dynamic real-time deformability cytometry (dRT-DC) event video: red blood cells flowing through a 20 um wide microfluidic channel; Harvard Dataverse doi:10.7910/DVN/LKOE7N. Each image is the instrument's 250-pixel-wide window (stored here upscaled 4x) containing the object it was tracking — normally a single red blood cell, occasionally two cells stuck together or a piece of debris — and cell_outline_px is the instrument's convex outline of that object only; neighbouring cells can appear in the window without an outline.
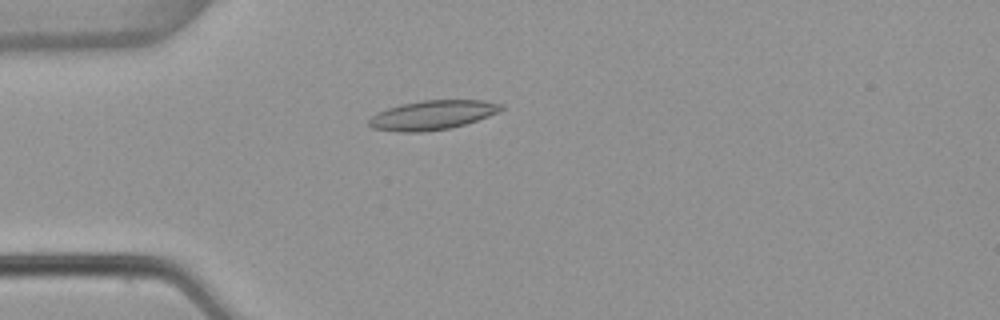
{"species": "common noctule bat (a hibernating species)", "species_latin": "Nyctalus noctula", "temperature_condition": "warm", "stored_images_in_passage": 44, "camera_frame_rate_fps": 3000, "um_per_image_px": 0.085, "animal": {"sex": "female", "body_mass_g": 22.7, "forearm_length_mm": 54.2}, "frame": {"image": 1, "passage_image": 5, "time_ms": 1.333, "image_size_px": [1000, 320], "cell_outline_px": [[504, 108], [500, 112], [464, 124], [448, 128], [424, 132], [400, 132], [372, 128], [368, 124], [368, 120], [376, 112], [400, 104], [424, 100], [484, 100], [504, 104]], "centroid_in_image_um": [36.76, 9.77], "position_along_channel_um": 48.2, "area_um2": 22.6}}
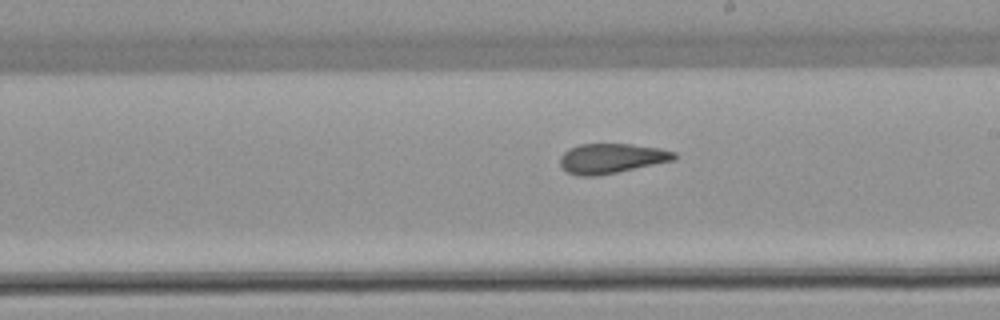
{"frame": {"image": 2, "passage_image": 21, "time_ms": 6.667, "image_size_px": [1000, 320], "cell_outline_px": [[676, 160], [596, 176], [580, 176], [568, 172], [560, 168], [560, 156], [568, 148], [580, 144], [632, 144], [660, 148], [676, 152]], "centroid_in_image_um": [51.96, 13.46], "position_along_channel_um": 237.0, "area_um2": 19.94}}
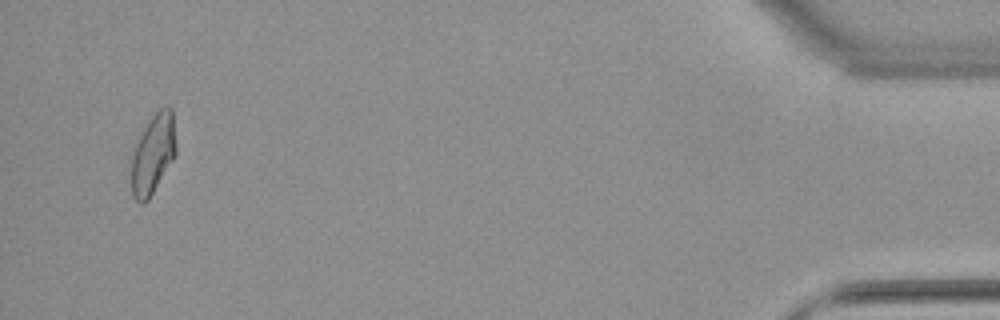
{"frame": {"image": 3, "passage_image": 42, "time_ms": 13.667, "image_size_px": [1000, 320], "cell_outline_px": [[176, 156], [148, 200], [144, 204], [140, 204], [132, 196], [132, 152], [148, 120], [160, 108], [168, 104], [172, 108], [176, 148]], "centroid_in_image_um": [13.02, 13.09], "position_along_channel_um": 422.2, "area_um2": 20.81}, "authors_computed_cell_mechanics": {"area_um2": 20.4034, "velocity_mm_per_s": 3.8102, "shape_relaxation_time_tau1_ms": null, "shape_relaxation_time_tau2_ms": 2.9602, "deformation_change_tau1": null, "deformation_change_tau2": 0.1089}}